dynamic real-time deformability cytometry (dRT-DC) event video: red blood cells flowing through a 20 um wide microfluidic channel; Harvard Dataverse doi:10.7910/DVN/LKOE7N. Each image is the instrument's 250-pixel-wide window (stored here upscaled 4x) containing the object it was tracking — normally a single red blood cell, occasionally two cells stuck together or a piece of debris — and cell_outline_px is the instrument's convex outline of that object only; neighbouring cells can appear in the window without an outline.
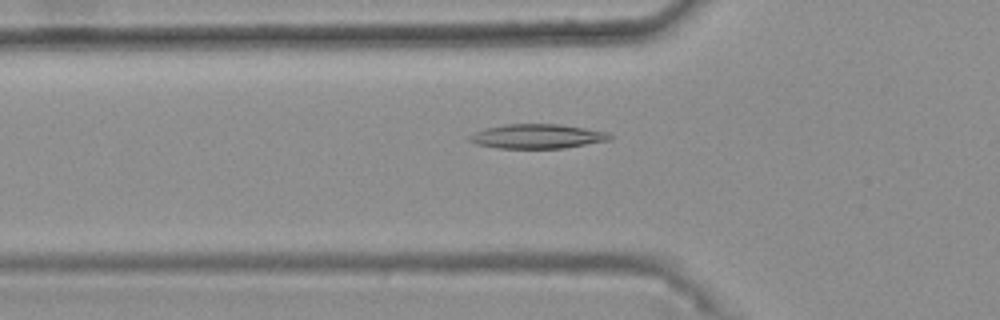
{"species": "common noctule bat (a hibernating species)", "species_latin": "Nyctalus noctula", "temperature_condition": "warm", "stored_images_in_passage": 34, "camera_frame_rate_fps": 3000, "um_per_image_px": 0.085, "animal": {"sex": "female", "body_mass_g": 25.1}, "frame": {"image": 1, "passage_image": 3, "time_ms": 0.667, "image_size_px": [1000, 320], "cell_outline_px": [[612, 140], [564, 148], [496, 148], [476, 144], [468, 140], [468, 136], [484, 128], [504, 124], [560, 124], [608, 132], [612, 136]], "centroid_in_image_um": [45.67, 11.59], "position_along_channel_um": 80.1, "area_um2": 20.06}}
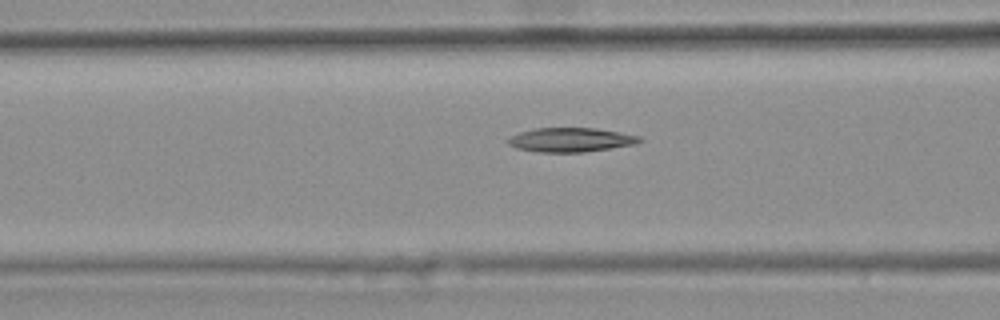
{"frame": {"image": 2, "passage_image": 6, "time_ms": 1.667, "image_size_px": [1000, 320], "cell_outline_px": [[644, 140], [636, 144], [584, 152], [536, 152], [516, 148], [508, 144], [504, 140], [520, 132], [536, 128], [596, 128], [640, 136]], "centroid_in_image_um": [48.5, 11.89], "position_along_channel_um": 118.1, "area_um2": 18.55}}
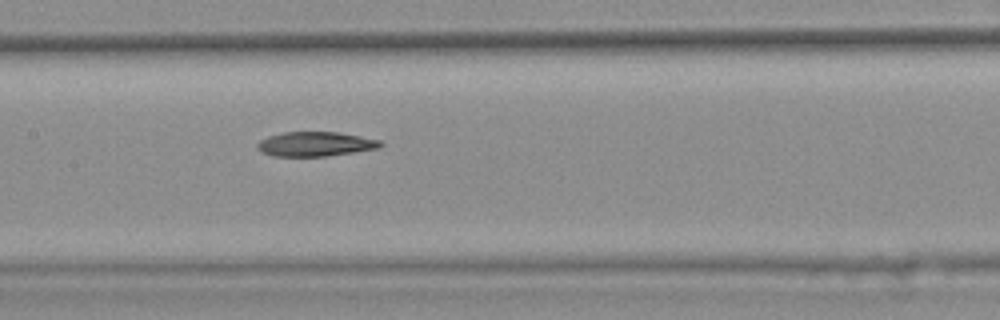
{"frame": {"image": 3, "passage_image": 11, "time_ms": 3.333, "image_size_px": [1000, 320], "cell_outline_px": [[384, 144], [380, 148], [324, 156], [272, 156], [260, 152], [256, 148], [256, 144], [260, 140], [268, 136], [284, 132], [336, 132], [380, 140]], "centroid_in_image_um": [26.76, 12.24], "position_along_channel_um": 180.6, "area_um2": 17.51}, "authors_computed_cell_mechanics": {"area_um2": 18.1781, "velocity_mm_per_s": 3.7563, "shape_relaxation_time_tau1_ms": null, "shape_relaxation_time_tau2_ms": 10.4644, "deformation_change_tau1": null, "deformation_change_tau2": 0.1707}}